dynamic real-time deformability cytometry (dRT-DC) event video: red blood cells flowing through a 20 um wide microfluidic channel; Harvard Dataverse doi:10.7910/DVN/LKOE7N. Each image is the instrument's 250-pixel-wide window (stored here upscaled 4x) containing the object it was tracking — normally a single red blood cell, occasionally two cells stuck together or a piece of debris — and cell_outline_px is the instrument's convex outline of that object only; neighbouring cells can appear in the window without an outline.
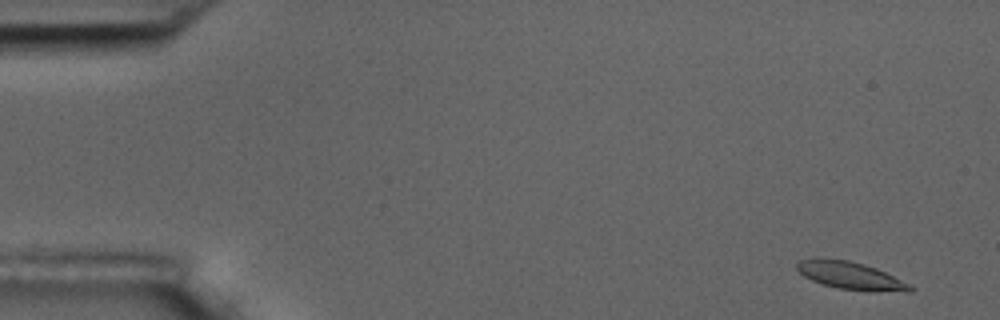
{"species": "common noctule bat (a hibernating species)", "species_latin": "Nyctalus noctula", "temperature_condition": "room temperature", "stored_images_in_passage": 5, "camera_frame_rate_fps": 3000, "um_per_image_px": 0.085, "animal": {"sex": "male", "body_mass_g": 17.5, "forearm_length_mm": 52.3}, "frame": {"image": 1, "passage_image": 1, "time_ms": 0.0, "image_size_px": [1000, 320], "cell_outline_px": [[916, 288], [912, 292], [876, 292], [840, 288], [824, 284], [812, 280], [804, 276], [796, 268], [796, 264], [800, 260], [816, 256], [848, 260], [864, 264], [876, 268], [912, 284]], "centroid_in_image_um": [72.35, 23.42], "position_along_channel_um": 12.7, "area_um2": 18.61}}
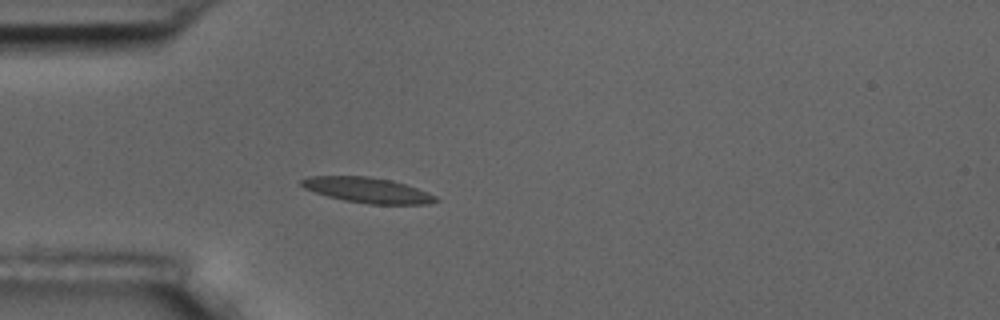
{"frame": {"image": 2, "passage_image": 5, "time_ms": 4.333, "image_size_px": [1000, 320], "cell_outline_px": [[440, 200], [428, 204], [368, 204], [344, 200], [328, 196], [304, 188], [300, 184], [300, 180], [308, 176], [368, 176], [392, 180], [416, 188], [436, 196]], "centroid_in_image_um": [31.23, 16.16], "position_along_channel_um": 53.8, "area_um2": 19.71}}